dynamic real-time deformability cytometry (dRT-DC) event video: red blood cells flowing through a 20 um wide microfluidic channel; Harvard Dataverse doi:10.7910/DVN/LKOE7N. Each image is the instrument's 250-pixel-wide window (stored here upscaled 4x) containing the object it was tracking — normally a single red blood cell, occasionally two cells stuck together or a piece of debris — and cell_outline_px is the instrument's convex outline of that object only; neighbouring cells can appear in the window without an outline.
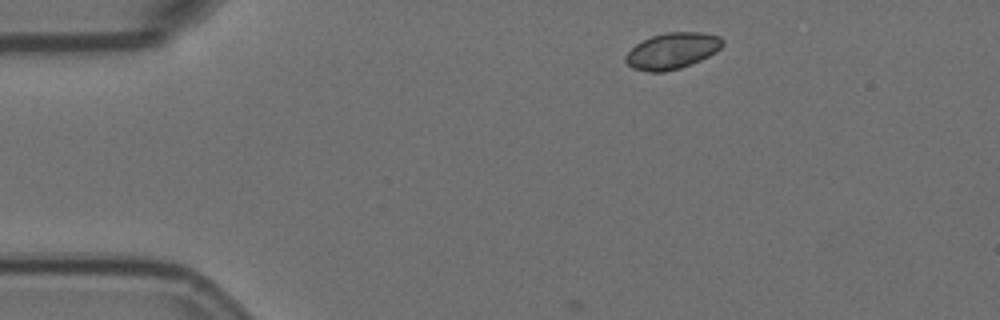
{"species": "Egyptian fruit bat (a non-hibernating species)", "species_latin": "Rousettus aegyptiacus", "temperature_condition": "room temperature", "stored_images_in_passage": 3, "camera_frame_rate_fps": 3000, "um_per_image_px": 0.085, "animal": {"sex": "female"}, "frame": {"image": 1, "passage_image": 1, "time_ms": 0.0, "image_size_px": [1000, 320], "cell_outline_px": [[724, 44], [716, 52], [700, 60], [680, 68], [664, 72], [648, 72], [632, 68], [624, 60], [624, 56], [636, 44], [652, 36], [664, 32], [704, 32], [720, 36], [724, 40]], "centroid_in_image_um": [57.15, 4.32], "position_along_channel_um": 27.9, "area_um2": 20.52}}